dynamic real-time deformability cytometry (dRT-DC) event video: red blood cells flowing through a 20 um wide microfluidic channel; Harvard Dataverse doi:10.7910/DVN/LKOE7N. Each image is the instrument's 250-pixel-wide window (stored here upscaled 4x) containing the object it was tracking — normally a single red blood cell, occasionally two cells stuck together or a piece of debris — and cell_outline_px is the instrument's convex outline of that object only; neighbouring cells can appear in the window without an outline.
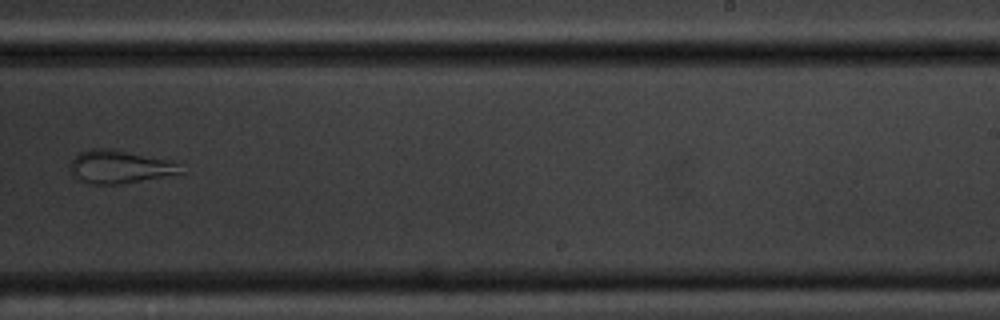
{"species": "common noctule bat (a hibernating species)", "species_latin": "Nyctalus noctula", "temperature_condition": "cold", "stored_images_in_passage": 14, "camera_frame_rate_fps": 3000, "um_per_image_px": 0.085, "animal": {"sex": "male", "body_mass_g": 20.1, "forearm_length_mm": 53.5}, "frame": {"image": 1, "passage_image": 10, "time_ms": 11.667, "image_size_px": [1000, 320], "cell_outline_px": [[184, 172], [120, 184], [92, 184], [76, 180], [72, 176], [68, 168], [72, 160], [80, 152], [92, 148], [108, 148], [164, 160], [176, 164]], "centroid_in_image_um": [10.02, 14.2], "position_along_channel_um": 279.0, "area_um2": 20.75}}
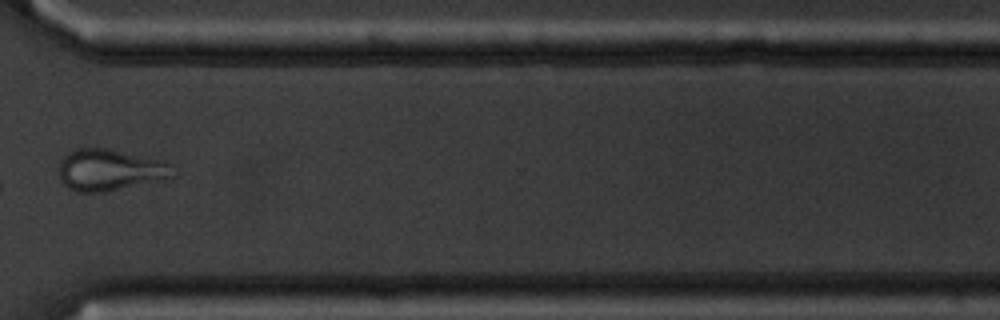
{"frame": {"image": 2, "passage_image": 12, "time_ms": 14.0, "image_size_px": [1000, 320], "cell_outline_px": [[176, 176], [164, 180], [104, 192], [76, 192], [68, 188], [60, 180], [60, 160], [68, 152], [76, 148], [104, 148], [164, 160], [176, 164]], "centroid_in_image_um": [9.42, 14.45], "position_along_channel_um": 361.2, "area_um2": 28.09}, "authors_computed_cell_mechanics": {"area_um2": 26.3568, "velocity_mm_per_s": 3.5353, "shape_relaxation_time_tau1_ms": null, "shape_relaxation_time_tau2_ms": 1.2353, "deformation_change_tau1": null, "deformation_change_tau2": 0.0788}}